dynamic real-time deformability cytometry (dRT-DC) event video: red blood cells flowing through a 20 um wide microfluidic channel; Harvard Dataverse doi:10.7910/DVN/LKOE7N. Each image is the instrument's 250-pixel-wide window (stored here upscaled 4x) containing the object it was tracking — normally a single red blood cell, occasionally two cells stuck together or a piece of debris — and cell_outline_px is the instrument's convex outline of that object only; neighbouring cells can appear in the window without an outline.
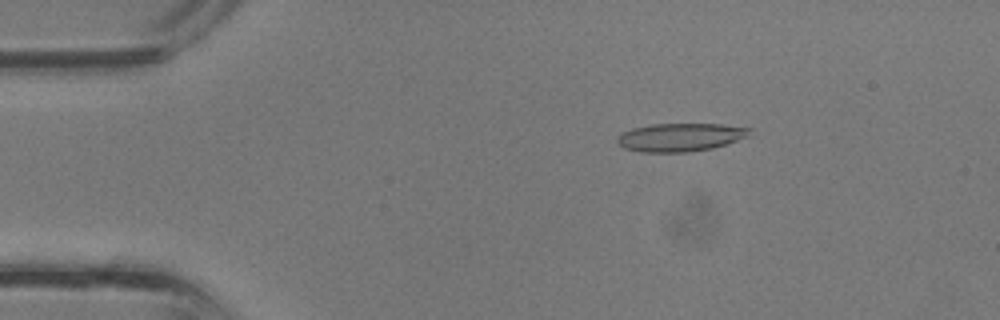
{"species": "common noctule bat (a hibernating species)", "species_latin": "Nyctalus noctula", "temperature_condition": "room temperature", "stored_images_in_passage": 37, "camera_frame_rate_fps": 3000, "um_per_image_px": 0.085, "animal": {"sex": "male", "body_mass_g": 13.3}, "frame": {"image": 1, "passage_image": 6, "time_ms": 1.667, "image_size_px": [1000, 320], "cell_outline_px": [[752, 128], [748, 136], [712, 148], [688, 152], [640, 152], [624, 148], [616, 140], [624, 132], [632, 128], [652, 124], [720, 124]], "centroid_in_image_um": [57.82, 11.66], "position_along_channel_um": 27.2, "area_um2": 21.5}}
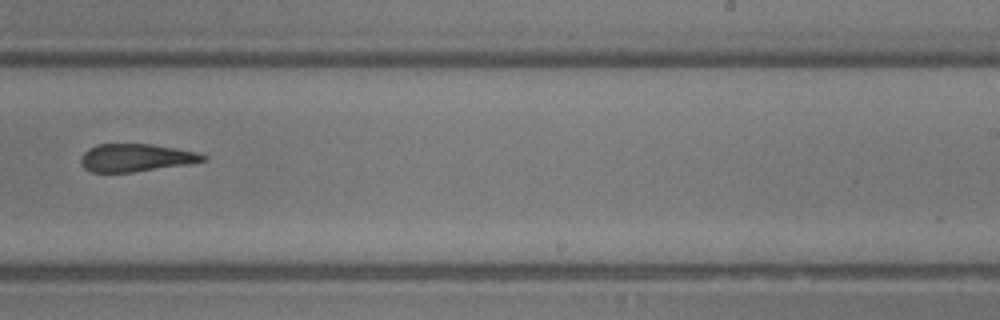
{"frame": {"image": 2, "passage_image": 23, "time_ms": 7.333, "image_size_px": [1000, 320], "cell_outline_px": [[208, 160], [188, 164], [132, 172], [92, 172], [84, 168], [80, 160], [84, 152], [88, 148], [96, 144], [152, 144], [196, 152], [208, 156]], "centroid_in_image_um": [11.55, 13.4], "position_along_channel_um": 277.4, "area_um2": 19.71}}
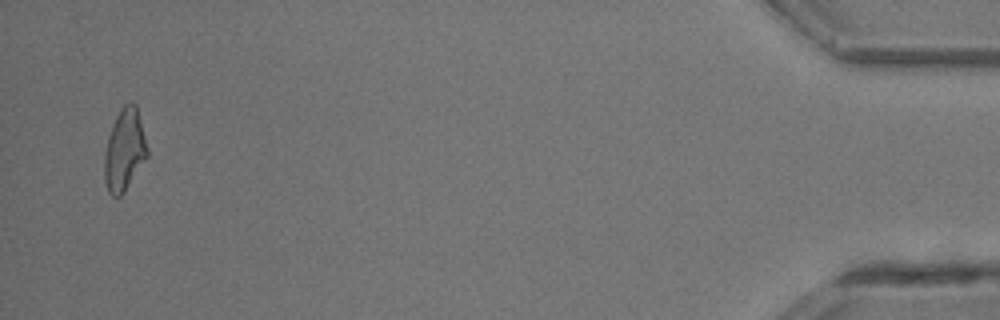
{"frame": {"image": 3, "passage_image": 36, "time_ms": 11.667, "image_size_px": [1000, 320], "cell_outline_px": [[148, 156], [124, 192], [120, 196], [112, 196], [108, 192], [104, 180], [104, 156], [108, 136], [112, 124], [116, 116], [124, 104], [132, 100], [136, 104], [148, 148]], "centroid_in_image_um": [10.58, 12.74], "position_along_channel_um": 424.6, "area_um2": 20.52}}